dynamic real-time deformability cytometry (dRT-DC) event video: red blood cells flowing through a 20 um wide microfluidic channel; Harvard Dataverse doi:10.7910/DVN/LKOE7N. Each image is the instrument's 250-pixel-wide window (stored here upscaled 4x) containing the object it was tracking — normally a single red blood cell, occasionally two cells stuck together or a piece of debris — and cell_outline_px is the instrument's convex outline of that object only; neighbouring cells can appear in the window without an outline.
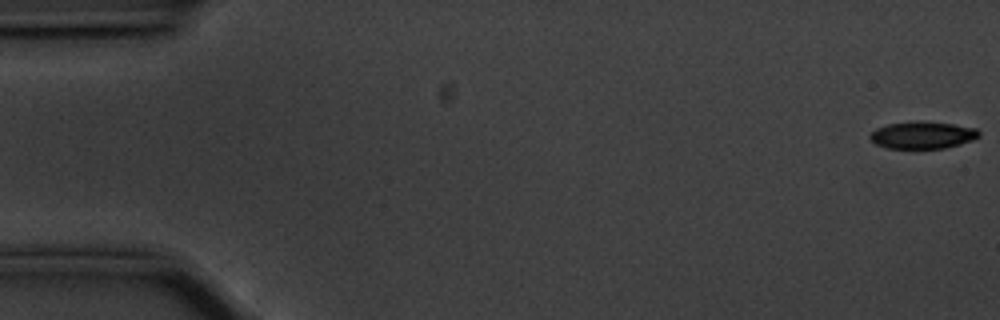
{"species": "common noctule bat (a hibernating species)", "species_latin": "Nyctalus noctula", "temperature_condition": "cold", "stored_images_in_passage": 15, "camera_frame_rate_fps": 3000, "um_per_image_px": 0.085, "animal": {"sex": "male", "body_mass_g": 20.1, "forearm_length_mm": 53.5}, "frame": {"image": 1, "passage_image": 1, "time_ms": 0.0, "image_size_px": [1000, 320], "cell_outline_px": [[980, 136], [972, 140], [960, 144], [944, 148], [884, 148], [876, 144], [868, 136], [876, 128], [888, 124], [916, 120], [920, 120], [952, 124], [976, 128], [980, 132]], "centroid_in_image_um": [78.41, 11.47], "position_along_channel_um": 6.6, "area_um2": 17.34}}
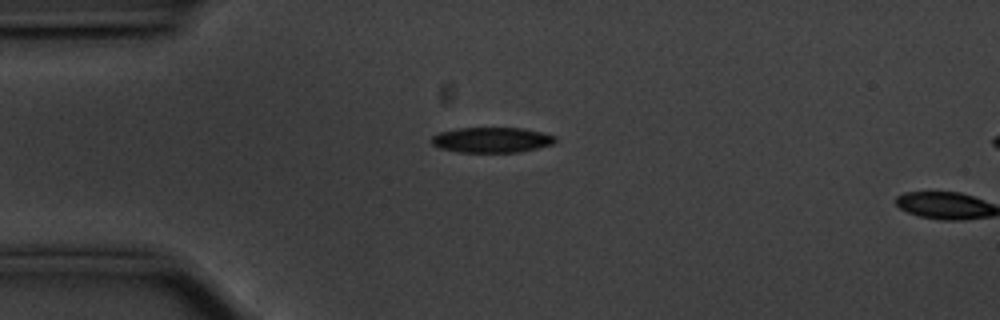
{"frame": {"image": 2, "passage_image": 14, "time_ms": 4.333, "image_size_px": [1000, 320], "cell_outline_px": [[556, 140], [552, 144], [536, 148], [516, 152], [456, 152], [440, 148], [432, 144], [432, 136], [440, 132], [456, 128], [520, 128], [540, 132], [556, 136]], "centroid_in_image_um": [41.76, 11.89], "position_along_channel_um": 43.2, "area_um2": 18.09}}